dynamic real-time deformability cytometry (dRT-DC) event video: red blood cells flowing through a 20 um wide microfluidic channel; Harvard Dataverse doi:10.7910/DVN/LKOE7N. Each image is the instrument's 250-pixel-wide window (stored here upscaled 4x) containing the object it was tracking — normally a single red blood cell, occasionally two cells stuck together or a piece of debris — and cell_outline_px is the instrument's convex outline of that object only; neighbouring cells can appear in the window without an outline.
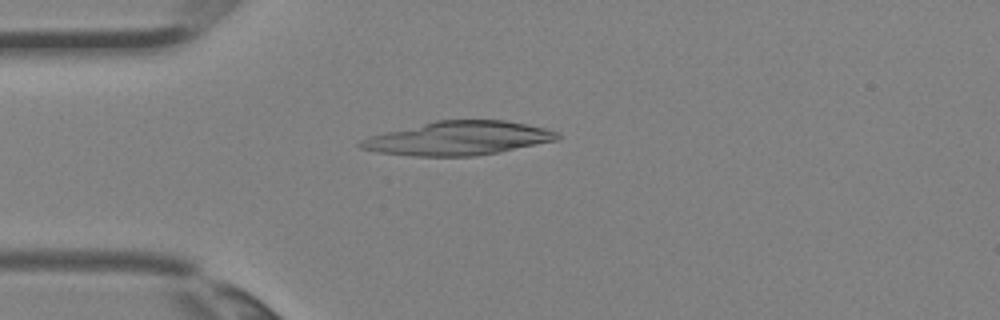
{"species": "Egyptian fruit bat (a non-hibernating species)", "species_latin": "Rousettus aegyptiacus", "temperature_condition": "room temperature", "stored_images_in_passage": 2, "camera_frame_rate_fps": 3000, "um_per_image_px": 0.085, "animal": {"sex": "female"}, "frame": {"image": 1, "passage_image": 2, "time_ms": 0.333, "image_size_px": [1000, 320], "cell_outline_px": [[560, 136], [556, 140], [500, 152], [476, 156], [412, 156], [376, 152], [360, 148], [356, 144], [360, 140], [368, 136], [436, 120], [504, 120], [528, 124], [560, 132]], "centroid_in_image_um": [38.93, 11.75], "position_along_channel_um": 46.1, "area_um2": 38.84}}